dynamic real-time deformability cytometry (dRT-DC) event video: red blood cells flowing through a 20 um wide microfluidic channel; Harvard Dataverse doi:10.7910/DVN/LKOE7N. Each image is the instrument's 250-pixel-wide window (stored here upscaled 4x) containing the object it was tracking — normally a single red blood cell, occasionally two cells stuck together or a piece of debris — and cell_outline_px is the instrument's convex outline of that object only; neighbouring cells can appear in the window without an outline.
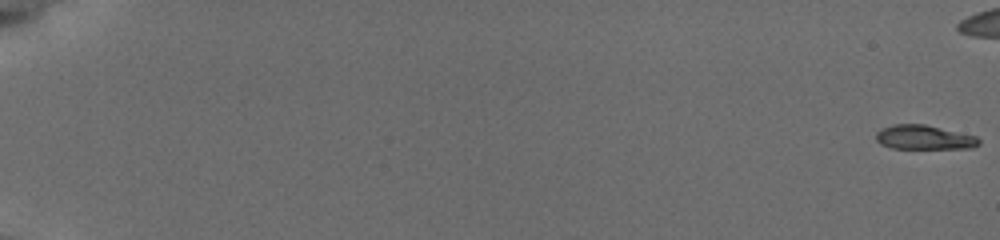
{"species": "common noctule bat (a hibernating species)", "species_latin": "Nyctalus noctula", "temperature_condition": "cold", "stored_images_in_passage": 85, "camera_frame_rate_fps": 3000, "um_per_image_px": 0.085, "animal": {"sex": "female", "body_mass_g": 19.5, "forearm_length_mm": 54.1}, "frame": {"image": 1, "passage_image": 1, "time_ms": 0.0, "image_size_px": [1000, 240], "cell_outline_px": [[980, 144], [972, 148], [892, 148], [880, 144], [876, 140], [876, 132], [880, 128], [892, 124], [924, 124], [976, 136], [980, 140]], "centroid_in_image_um": [78.52, 11.67], "position_along_channel_um": 6.5, "area_um2": 14.57}}
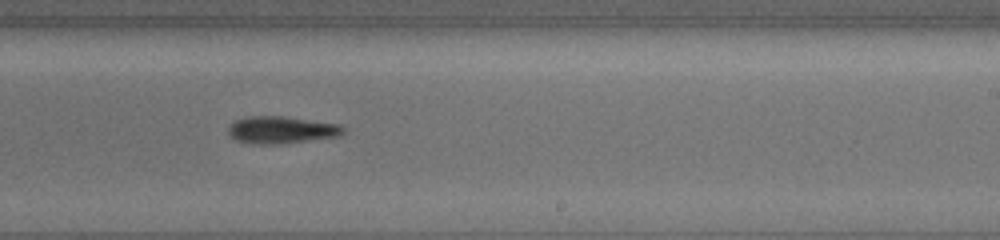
{"frame": {"image": 2, "passage_image": 63, "time_ms": 12.333, "image_size_px": [1000, 240], "cell_outline_px": [[344, 132], [340, 136], [280, 144], [252, 144], [236, 140], [228, 136], [228, 128], [236, 120], [248, 116], [280, 116], [340, 124], [344, 128]], "centroid_in_image_um": [23.9, 11.05], "position_along_channel_um": 265.1, "area_um2": 18.21}}
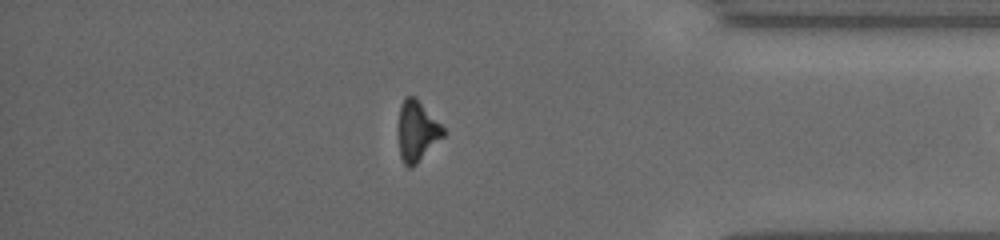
{"frame": {"image": 3, "passage_image": 83, "time_ms": 16.333, "image_size_px": [1000, 240], "cell_outline_px": [[444, 136], [412, 168], [408, 168], [404, 164], [400, 156], [396, 128], [400, 104], [404, 96], [416, 96], [444, 128]], "centroid_in_image_um": [35.39, 11.12], "position_along_channel_um": 399.8, "area_um2": 16.3}}